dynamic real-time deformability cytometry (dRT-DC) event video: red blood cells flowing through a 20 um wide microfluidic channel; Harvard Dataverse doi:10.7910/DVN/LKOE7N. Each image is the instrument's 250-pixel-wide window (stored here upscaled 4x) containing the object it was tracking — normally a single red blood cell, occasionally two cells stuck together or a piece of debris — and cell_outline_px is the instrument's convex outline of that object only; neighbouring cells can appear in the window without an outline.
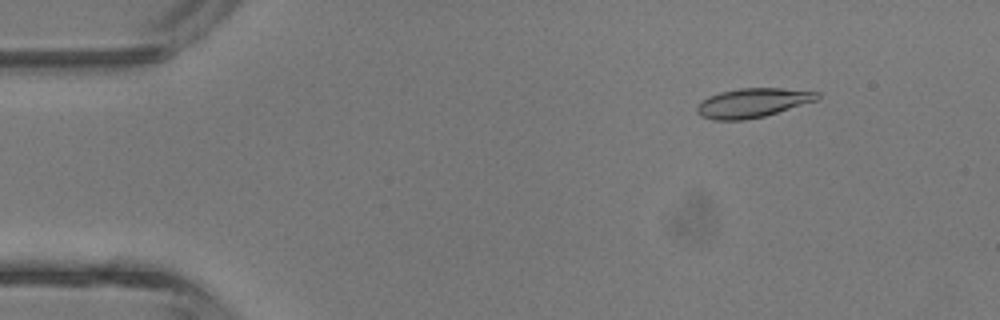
{"species": "common noctule bat (a hibernating species)", "species_latin": "Nyctalus noctula", "temperature_condition": "room temperature", "stored_images_in_passage": 44, "camera_frame_rate_fps": 3000, "um_per_image_px": 0.085, "animal": {"sex": "male", "body_mass_g": 13.3}, "frame": {"image": 1, "passage_image": 6, "time_ms": 1.667, "image_size_px": [1000, 320], "cell_outline_px": [[820, 96], [816, 100], [764, 116], [744, 120], [712, 120], [700, 116], [696, 112], [696, 104], [708, 96], [720, 92], [740, 88], [780, 88], [820, 92]], "centroid_in_image_um": [63.91, 8.74], "position_along_channel_um": 21.1, "area_um2": 20.46}}
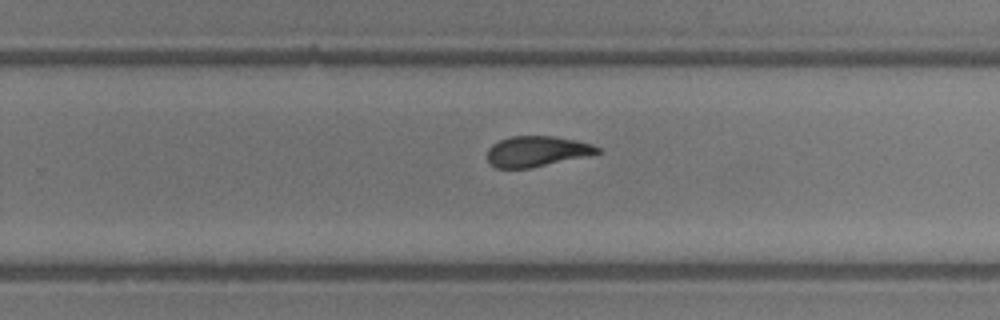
{"frame": {"image": 2, "passage_image": 28, "time_ms": 9.0, "image_size_px": [1000, 320], "cell_outline_px": [[600, 152], [584, 156], [532, 168], [496, 168], [488, 160], [488, 148], [492, 144], [500, 140], [512, 136], [556, 136], [576, 140], [592, 144], [600, 148]], "centroid_in_image_um": [45.61, 12.85], "position_along_channel_um": 284.2, "area_um2": 19.42}}
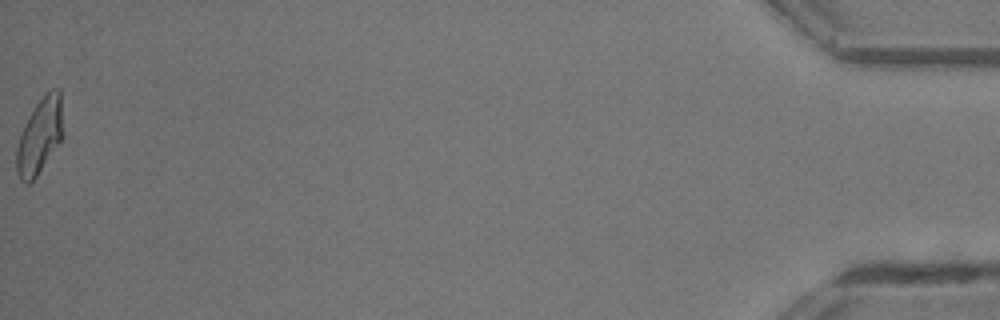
{"frame": {"image": 3, "passage_image": 44, "time_ms": 14.333, "image_size_px": [1000, 320], "cell_outline_px": [[64, 136], [36, 176], [28, 184], [20, 180], [16, 172], [16, 148], [24, 124], [28, 116], [36, 104], [52, 88], [60, 88]], "centroid_in_image_um": [3.38, 11.55], "position_along_channel_um": 431.8, "area_um2": 20.46}, "authors_computed_cell_mechanics": {"area_um2": 20.4901, "velocity_mm_per_s": 4.7497, "shape_relaxation_time_tau1_ms": 3.8878, "shape_relaxation_time_tau2_ms": 1.7467, "deformation_change_tau1": 0.1552, "deformation_change_tau2": 0.0805}}